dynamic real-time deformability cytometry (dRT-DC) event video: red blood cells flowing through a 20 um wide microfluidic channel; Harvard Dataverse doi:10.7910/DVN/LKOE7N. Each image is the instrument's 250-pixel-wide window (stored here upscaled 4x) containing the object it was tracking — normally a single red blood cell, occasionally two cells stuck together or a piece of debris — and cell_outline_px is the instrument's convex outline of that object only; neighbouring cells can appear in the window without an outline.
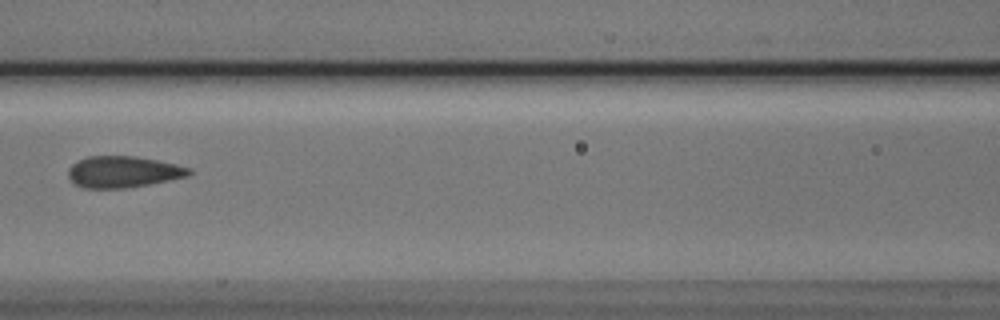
{"species": "Egyptian fruit bat (a non-hibernating species)", "species_latin": "Rousettus aegyptiacus", "temperature_condition": "cold", "stored_images_in_passage": 4, "camera_frame_rate_fps": 3000, "um_per_image_px": 0.085, "animal": {"sex": "male"}, "frame": {"image": 1, "passage_image": 3, "time_ms": 0.667, "image_size_px": [1000, 320], "cell_outline_px": [[192, 172], [188, 176], [148, 184], [124, 188], [84, 188], [76, 184], [68, 176], [68, 168], [72, 164], [88, 156], [136, 156], [176, 164], [192, 168]], "centroid_in_image_um": [10.47, 14.6], "position_along_channel_um": 156.1, "area_um2": 21.96}}
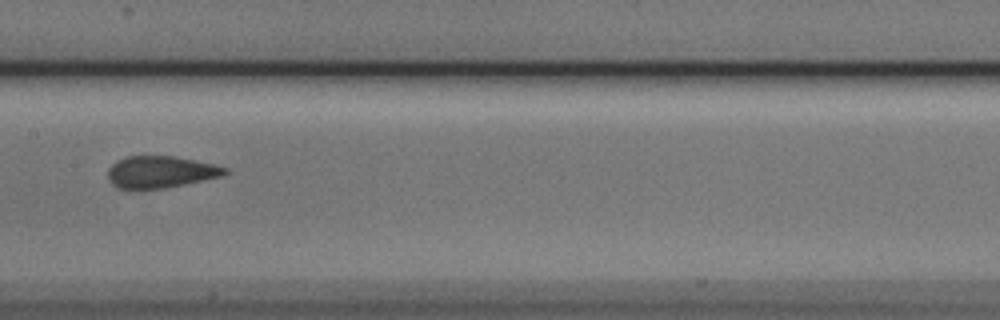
{"frame": {"image": 2, "passage_image": 4, "time_ms": 1.0, "image_size_px": [1000, 320], "cell_outline_px": [[228, 172], [224, 176], [164, 188], [120, 188], [112, 184], [108, 176], [108, 168], [116, 160], [124, 156], [176, 156], [196, 160], [228, 168]], "centroid_in_image_um": [13.66, 14.6], "position_along_channel_um": 193.7, "area_um2": 21.68}}